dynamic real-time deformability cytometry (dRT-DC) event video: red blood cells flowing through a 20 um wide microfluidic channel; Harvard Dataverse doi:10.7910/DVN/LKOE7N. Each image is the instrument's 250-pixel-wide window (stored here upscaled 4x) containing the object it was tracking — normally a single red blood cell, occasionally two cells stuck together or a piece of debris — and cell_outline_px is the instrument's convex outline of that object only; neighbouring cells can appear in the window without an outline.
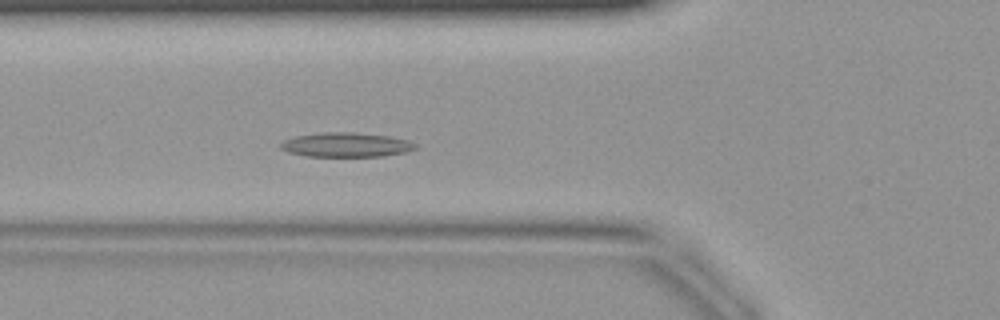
{"species": "common noctule bat (a hibernating species)", "species_latin": "Nyctalus noctula", "temperature_condition": "warm", "stored_images_in_passage": 42, "camera_frame_rate_fps": 3000, "um_per_image_px": 0.085, "animal": {"sex": "female", "body_mass_g": 19.9}, "frame": {"image": 1, "passage_image": 15, "time_ms": 4.667, "image_size_px": [1000, 320], "cell_outline_px": [[416, 148], [404, 152], [384, 156], [304, 156], [288, 152], [280, 148], [280, 144], [284, 140], [296, 136], [320, 132], [352, 132], [392, 136], [408, 140], [416, 144]], "centroid_in_image_um": [29.41, 12.3], "position_along_channel_um": 96.4, "area_um2": 19.19}}
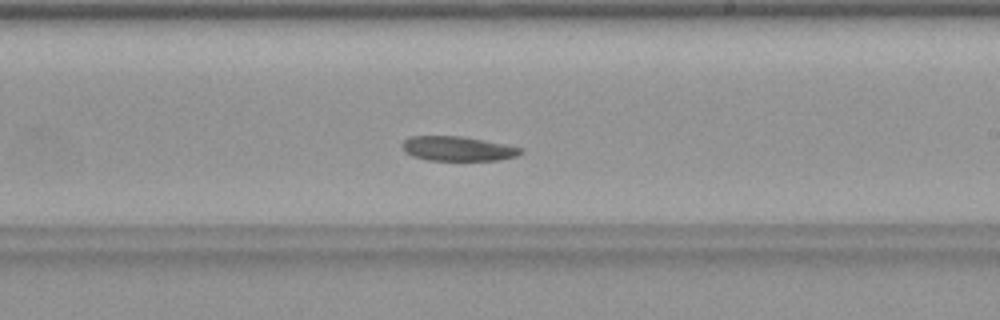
{"frame": {"image": 2, "passage_image": 25, "time_ms": 8.0, "image_size_px": [1000, 320], "cell_outline_px": [[524, 152], [516, 156], [500, 160], [428, 160], [412, 156], [404, 152], [400, 144], [408, 136], [460, 136], [508, 144], [524, 148]], "centroid_in_image_um": [38.91, 12.63], "position_along_channel_um": 250.1, "area_um2": 17.22}}
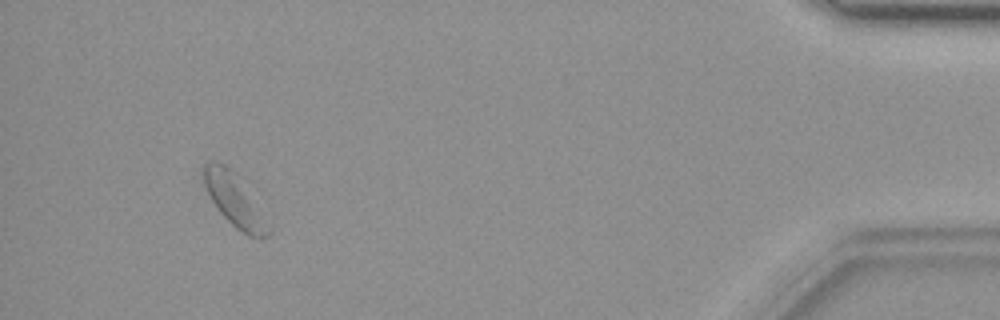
{"frame": {"image": 3, "passage_image": 40, "time_ms": 13.0, "image_size_px": [1000, 320], "cell_outline_px": [[272, 232], [268, 236], [260, 240], [248, 236], [236, 228], [216, 208], [204, 184], [200, 168], [204, 164], [212, 160], [216, 160], [224, 164], [236, 172], [272, 228]], "centroid_in_image_um": [19.93, 17.0], "position_along_channel_um": 415.3, "area_um2": 20.11}}